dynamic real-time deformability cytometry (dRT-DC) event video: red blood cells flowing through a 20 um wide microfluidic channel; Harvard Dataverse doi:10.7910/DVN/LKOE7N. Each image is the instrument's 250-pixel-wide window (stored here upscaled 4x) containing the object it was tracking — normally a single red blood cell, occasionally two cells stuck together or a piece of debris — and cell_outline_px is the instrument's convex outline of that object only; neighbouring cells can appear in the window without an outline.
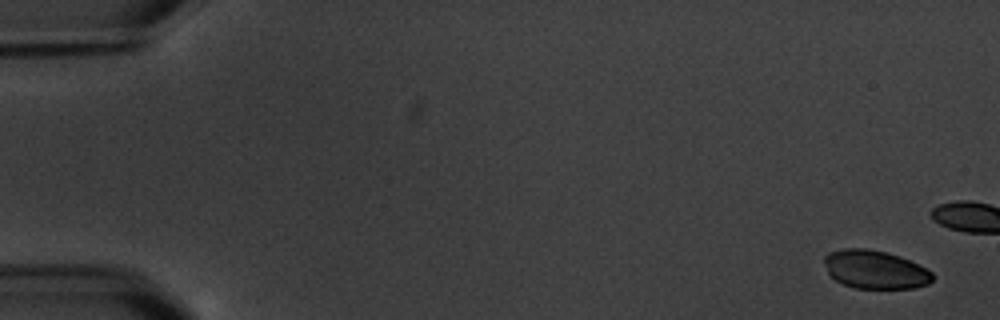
{"species": "common noctule bat (a hibernating species)", "species_latin": "Nyctalus noctula", "temperature_condition": "warm", "stored_images_in_passage": 17, "camera_frame_rate_fps": 3000, "um_per_image_px": 0.085, "animal": {"sex": "male", "body_mass_g": 20.1, "forearm_length_mm": 53.5}, "frame": {"image": 1, "passage_image": 1, "time_ms": 0.0, "image_size_px": [1000, 320], "cell_outline_px": [[932, 280], [928, 284], [916, 288], [856, 288], [844, 284], [836, 280], [828, 272], [824, 264], [824, 256], [828, 252], [844, 248], [868, 248], [888, 252], [900, 256], [932, 272]], "centroid_in_image_um": [74.36, 22.9], "position_along_channel_um": 10.6, "area_um2": 24.16}}
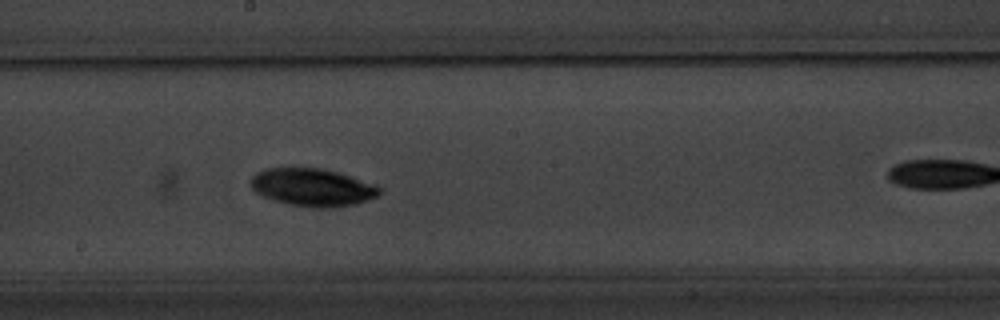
{"frame": {"image": 2, "passage_image": 10, "time_ms": 10.333, "image_size_px": [1000, 320], "cell_outline_px": [[384, 188], [376, 196], [368, 200], [356, 204], [332, 208], [316, 208], [288, 204], [272, 200], [256, 192], [252, 188], [248, 180], [256, 172], [264, 168], [324, 168], [376, 184]], "centroid_in_image_um": [26.56, 15.92], "position_along_channel_um": 221.6, "area_um2": 28.61}}